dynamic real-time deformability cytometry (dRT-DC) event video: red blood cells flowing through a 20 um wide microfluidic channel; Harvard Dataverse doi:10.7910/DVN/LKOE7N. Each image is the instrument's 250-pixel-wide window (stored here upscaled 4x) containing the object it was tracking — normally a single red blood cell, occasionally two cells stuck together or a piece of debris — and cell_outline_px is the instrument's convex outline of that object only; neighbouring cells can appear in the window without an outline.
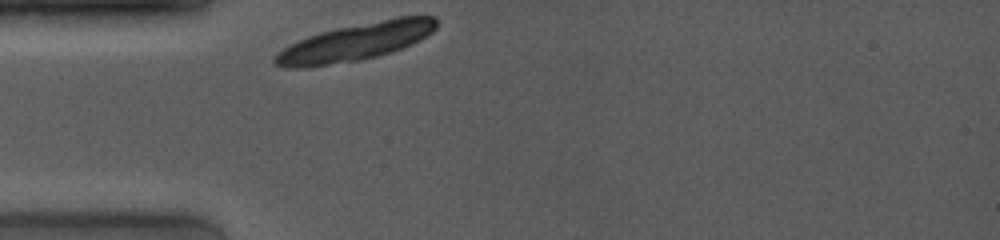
{"species": "common noctule bat (a hibernating species)", "species_latin": "Nyctalus noctula", "temperature_condition": "room temperature", "stored_images_in_passage": 1, "camera_frame_rate_fps": 4000, "um_per_image_px": 0.085, "animal": {"sex": "female", "body_mass_g": 19.0, "forearm_length_mm": 53.3}, "frame": {"image": 1, "passage_image": 1, "time_ms": 0.0, "image_size_px": [1000, 240], "cell_outline_px": [[436, 28], [432, 32], [420, 40], [412, 44], [376, 56], [360, 60], [308, 68], [284, 68], [276, 64], [272, 60], [284, 48], [308, 36], [320, 32], [396, 16], [436, 16]], "centroid_in_image_um": [30.24, 3.57], "position_along_channel_um": 54.8, "area_um2": 34.85}}